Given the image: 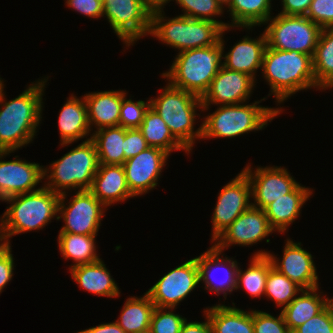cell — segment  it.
<instances>
[{
    "label": "cell",
    "instance_id": "obj_1",
    "mask_svg": "<svg viewBox=\"0 0 333 333\" xmlns=\"http://www.w3.org/2000/svg\"><path fill=\"white\" fill-rule=\"evenodd\" d=\"M47 79L28 86L15 99L5 100L4 84L0 87V151H16L35 138L42 119V96Z\"/></svg>",
    "mask_w": 333,
    "mask_h": 333
},
{
    "label": "cell",
    "instance_id": "obj_2",
    "mask_svg": "<svg viewBox=\"0 0 333 333\" xmlns=\"http://www.w3.org/2000/svg\"><path fill=\"white\" fill-rule=\"evenodd\" d=\"M227 30H231V27L222 30L217 44L178 52L170 69L162 73V77L167 78L174 87L202 98L219 69L223 67L225 41L222 37Z\"/></svg>",
    "mask_w": 333,
    "mask_h": 333
},
{
    "label": "cell",
    "instance_id": "obj_3",
    "mask_svg": "<svg viewBox=\"0 0 333 333\" xmlns=\"http://www.w3.org/2000/svg\"><path fill=\"white\" fill-rule=\"evenodd\" d=\"M263 78L277 103L304 89L317 88L310 55L266 47L262 62Z\"/></svg>",
    "mask_w": 333,
    "mask_h": 333
},
{
    "label": "cell",
    "instance_id": "obj_4",
    "mask_svg": "<svg viewBox=\"0 0 333 333\" xmlns=\"http://www.w3.org/2000/svg\"><path fill=\"white\" fill-rule=\"evenodd\" d=\"M60 194L45 186L25 194L10 196L3 201L11 203L0 218V228L9 237L32 230L43 229L56 217Z\"/></svg>",
    "mask_w": 333,
    "mask_h": 333
},
{
    "label": "cell",
    "instance_id": "obj_5",
    "mask_svg": "<svg viewBox=\"0 0 333 333\" xmlns=\"http://www.w3.org/2000/svg\"><path fill=\"white\" fill-rule=\"evenodd\" d=\"M150 107L161 116L173 137L189 153L195 140L202 139V124L194 131L197 108L202 112L200 97L168 82L157 98H150Z\"/></svg>",
    "mask_w": 333,
    "mask_h": 333
},
{
    "label": "cell",
    "instance_id": "obj_6",
    "mask_svg": "<svg viewBox=\"0 0 333 333\" xmlns=\"http://www.w3.org/2000/svg\"><path fill=\"white\" fill-rule=\"evenodd\" d=\"M99 165L95 143L89 137L53 161L49 168L44 167L43 176L48 180L44 186L60 195L66 193L65 190H90Z\"/></svg>",
    "mask_w": 333,
    "mask_h": 333
},
{
    "label": "cell",
    "instance_id": "obj_7",
    "mask_svg": "<svg viewBox=\"0 0 333 333\" xmlns=\"http://www.w3.org/2000/svg\"><path fill=\"white\" fill-rule=\"evenodd\" d=\"M264 99L247 105H219L216 111L203 118L205 120L202 123V139L233 138L264 129L269 121L282 112V107L269 108L258 105Z\"/></svg>",
    "mask_w": 333,
    "mask_h": 333
},
{
    "label": "cell",
    "instance_id": "obj_8",
    "mask_svg": "<svg viewBox=\"0 0 333 333\" xmlns=\"http://www.w3.org/2000/svg\"><path fill=\"white\" fill-rule=\"evenodd\" d=\"M164 15L162 11L151 14L149 35L179 52L208 47L220 41L223 28L213 21L182 15L167 19Z\"/></svg>",
    "mask_w": 333,
    "mask_h": 333
},
{
    "label": "cell",
    "instance_id": "obj_9",
    "mask_svg": "<svg viewBox=\"0 0 333 333\" xmlns=\"http://www.w3.org/2000/svg\"><path fill=\"white\" fill-rule=\"evenodd\" d=\"M269 22V23H268ZM266 23L267 46L314 56L322 28L306 16L278 14Z\"/></svg>",
    "mask_w": 333,
    "mask_h": 333
},
{
    "label": "cell",
    "instance_id": "obj_10",
    "mask_svg": "<svg viewBox=\"0 0 333 333\" xmlns=\"http://www.w3.org/2000/svg\"><path fill=\"white\" fill-rule=\"evenodd\" d=\"M103 16L126 47L147 36L151 29V13L142 0H102Z\"/></svg>",
    "mask_w": 333,
    "mask_h": 333
},
{
    "label": "cell",
    "instance_id": "obj_11",
    "mask_svg": "<svg viewBox=\"0 0 333 333\" xmlns=\"http://www.w3.org/2000/svg\"><path fill=\"white\" fill-rule=\"evenodd\" d=\"M67 194H61L58 204V220L65 225L60 232L82 235H97L105 207L89 190L77 191L65 205Z\"/></svg>",
    "mask_w": 333,
    "mask_h": 333
},
{
    "label": "cell",
    "instance_id": "obj_12",
    "mask_svg": "<svg viewBox=\"0 0 333 333\" xmlns=\"http://www.w3.org/2000/svg\"><path fill=\"white\" fill-rule=\"evenodd\" d=\"M198 284L199 267L195 257L169 271L146 293L156 307L176 309Z\"/></svg>",
    "mask_w": 333,
    "mask_h": 333
},
{
    "label": "cell",
    "instance_id": "obj_13",
    "mask_svg": "<svg viewBox=\"0 0 333 333\" xmlns=\"http://www.w3.org/2000/svg\"><path fill=\"white\" fill-rule=\"evenodd\" d=\"M212 215L213 242L232 222L252 206L251 186L246 174L241 171L219 192Z\"/></svg>",
    "mask_w": 333,
    "mask_h": 333
},
{
    "label": "cell",
    "instance_id": "obj_14",
    "mask_svg": "<svg viewBox=\"0 0 333 333\" xmlns=\"http://www.w3.org/2000/svg\"><path fill=\"white\" fill-rule=\"evenodd\" d=\"M251 169V166L247 165L242 171L250 182L253 207L263 210L268 204L291 193L299 185L285 167L257 166L254 172Z\"/></svg>",
    "mask_w": 333,
    "mask_h": 333
},
{
    "label": "cell",
    "instance_id": "obj_15",
    "mask_svg": "<svg viewBox=\"0 0 333 333\" xmlns=\"http://www.w3.org/2000/svg\"><path fill=\"white\" fill-rule=\"evenodd\" d=\"M273 231L264 210L251 206L214 240L213 246L222 253L231 245L252 246Z\"/></svg>",
    "mask_w": 333,
    "mask_h": 333
},
{
    "label": "cell",
    "instance_id": "obj_16",
    "mask_svg": "<svg viewBox=\"0 0 333 333\" xmlns=\"http://www.w3.org/2000/svg\"><path fill=\"white\" fill-rule=\"evenodd\" d=\"M260 250L254 256H268L280 273L295 282L302 289L318 287V275L311 253L301 247V242L286 239L282 260H279L270 251ZM281 261V262H280Z\"/></svg>",
    "mask_w": 333,
    "mask_h": 333
},
{
    "label": "cell",
    "instance_id": "obj_17",
    "mask_svg": "<svg viewBox=\"0 0 333 333\" xmlns=\"http://www.w3.org/2000/svg\"><path fill=\"white\" fill-rule=\"evenodd\" d=\"M169 156L161 149L148 147L123 163L128 187L135 197L157 186Z\"/></svg>",
    "mask_w": 333,
    "mask_h": 333
},
{
    "label": "cell",
    "instance_id": "obj_18",
    "mask_svg": "<svg viewBox=\"0 0 333 333\" xmlns=\"http://www.w3.org/2000/svg\"><path fill=\"white\" fill-rule=\"evenodd\" d=\"M256 81L248 74L221 67L201 98L202 111L208 110L211 104L218 106L245 103L249 100Z\"/></svg>",
    "mask_w": 333,
    "mask_h": 333
},
{
    "label": "cell",
    "instance_id": "obj_19",
    "mask_svg": "<svg viewBox=\"0 0 333 333\" xmlns=\"http://www.w3.org/2000/svg\"><path fill=\"white\" fill-rule=\"evenodd\" d=\"M14 151H0V200L38 190L35 187L44 179V167L35 162L17 159L2 161Z\"/></svg>",
    "mask_w": 333,
    "mask_h": 333
},
{
    "label": "cell",
    "instance_id": "obj_20",
    "mask_svg": "<svg viewBox=\"0 0 333 333\" xmlns=\"http://www.w3.org/2000/svg\"><path fill=\"white\" fill-rule=\"evenodd\" d=\"M221 253L212 245L197 257V264L200 282L205 284L204 290L214 292L217 296L223 293V297L226 299L228 292L230 294L235 290L238 263L233 258L226 256L221 258ZM218 270H223L225 276L218 278L219 280L216 278V281L214 274H218Z\"/></svg>",
    "mask_w": 333,
    "mask_h": 333
},
{
    "label": "cell",
    "instance_id": "obj_21",
    "mask_svg": "<svg viewBox=\"0 0 333 333\" xmlns=\"http://www.w3.org/2000/svg\"><path fill=\"white\" fill-rule=\"evenodd\" d=\"M89 191L105 207L135 198L128 187L123 165L100 164Z\"/></svg>",
    "mask_w": 333,
    "mask_h": 333
},
{
    "label": "cell",
    "instance_id": "obj_22",
    "mask_svg": "<svg viewBox=\"0 0 333 333\" xmlns=\"http://www.w3.org/2000/svg\"><path fill=\"white\" fill-rule=\"evenodd\" d=\"M126 94L123 90H108L84 95L90 129L119 126L120 108Z\"/></svg>",
    "mask_w": 333,
    "mask_h": 333
},
{
    "label": "cell",
    "instance_id": "obj_23",
    "mask_svg": "<svg viewBox=\"0 0 333 333\" xmlns=\"http://www.w3.org/2000/svg\"><path fill=\"white\" fill-rule=\"evenodd\" d=\"M266 47L267 39L265 32L257 39L244 36L227 54L223 55V67L228 70L248 74L255 80L257 70L262 68Z\"/></svg>",
    "mask_w": 333,
    "mask_h": 333
},
{
    "label": "cell",
    "instance_id": "obj_24",
    "mask_svg": "<svg viewBox=\"0 0 333 333\" xmlns=\"http://www.w3.org/2000/svg\"><path fill=\"white\" fill-rule=\"evenodd\" d=\"M312 191L299 184L291 193L274 200L263 209L274 232L287 231L288 226L300 216L301 208L312 195Z\"/></svg>",
    "mask_w": 333,
    "mask_h": 333
},
{
    "label": "cell",
    "instance_id": "obj_25",
    "mask_svg": "<svg viewBox=\"0 0 333 333\" xmlns=\"http://www.w3.org/2000/svg\"><path fill=\"white\" fill-rule=\"evenodd\" d=\"M60 144L62 147L89 136L87 105L83 98L71 94L58 116Z\"/></svg>",
    "mask_w": 333,
    "mask_h": 333
},
{
    "label": "cell",
    "instance_id": "obj_26",
    "mask_svg": "<svg viewBox=\"0 0 333 333\" xmlns=\"http://www.w3.org/2000/svg\"><path fill=\"white\" fill-rule=\"evenodd\" d=\"M71 277L87 292L108 297H118L120 290L103 260L91 264L70 266Z\"/></svg>",
    "mask_w": 333,
    "mask_h": 333
},
{
    "label": "cell",
    "instance_id": "obj_27",
    "mask_svg": "<svg viewBox=\"0 0 333 333\" xmlns=\"http://www.w3.org/2000/svg\"><path fill=\"white\" fill-rule=\"evenodd\" d=\"M319 287L313 289H302L301 295H297L281 312L289 331L292 333L297 327L310 318L319 314L333 298L321 296ZM318 291V292H317Z\"/></svg>",
    "mask_w": 333,
    "mask_h": 333
},
{
    "label": "cell",
    "instance_id": "obj_28",
    "mask_svg": "<svg viewBox=\"0 0 333 333\" xmlns=\"http://www.w3.org/2000/svg\"><path fill=\"white\" fill-rule=\"evenodd\" d=\"M212 333H254L253 310L248 312L234 306L217 304L204 309Z\"/></svg>",
    "mask_w": 333,
    "mask_h": 333
},
{
    "label": "cell",
    "instance_id": "obj_29",
    "mask_svg": "<svg viewBox=\"0 0 333 333\" xmlns=\"http://www.w3.org/2000/svg\"><path fill=\"white\" fill-rule=\"evenodd\" d=\"M155 305L147 293L143 297H130L115 321L126 333H141L150 330Z\"/></svg>",
    "mask_w": 333,
    "mask_h": 333
},
{
    "label": "cell",
    "instance_id": "obj_30",
    "mask_svg": "<svg viewBox=\"0 0 333 333\" xmlns=\"http://www.w3.org/2000/svg\"><path fill=\"white\" fill-rule=\"evenodd\" d=\"M272 0H231L227 6L231 15L229 27L251 29L261 26L271 17Z\"/></svg>",
    "mask_w": 333,
    "mask_h": 333
},
{
    "label": "cell",
    "instance_id": "obj_31",
    "mask_svg": "<svg viewBox=\"0 0 333 333\" xmlns=\"http://www.w3.org/2000/svg\"><path fill=\"white\" fill-rule=\"evenodd\" d=\"M90 137L95 143L99 164L123 165L125 128L122 126L102 128L94 131Z\"/></svg>",
    "mask_w": 333,
    "mask_h": 333
},
{
    "label": "cell",
    "instance_id": "obj_32",
    "mask_svg": "<svg viewBox=\"0 0 333 333\" xmlns=\"http://www.w3.org/2000/svg\"><path fill=\"white\" fill-rule=\"evenodd\" d=\"M145 138L149 147H155L167 152L184 150L189 152L173 137L167 124L161 116L151 107L146 111L143 122L138 128Z\"/></svg>",
    "mask_w": 333,
    "mask_h": 333
},
{
    "label": "cell",
    "instance_id": "obj_33",
    "mask_svg": "<svg viewBox=\"0 0 333 333\" xmlns=\"http://www.w3.org/2000/svg\"><path fill=\"white\" fill-rule=\"evenodd\" d=\"M96 235H82L67 232H59L58 246L63 259H72L78 266L91 264L100 260L96 251Z\"/></svg>",
    "mask_w": 333,
    "mask_h": 333
},
{
    "label": "cell",
    "instance_id": "obj_34",
    "mask_svg": "<svg viewBox=\"0 0 333 333\" xmlns=\"http://www.w3.org/2000/svg\"><path fill=\"white\" fill-rule=\"evenodd\" d=\"M272 266V261L268 256L253 255L248 268L244 272L238 266L235 290L244 289L251 297L259 298L263 296L269 269Z\"/></svg>",
    "mask_w": 333,
    "mask_h": 333
},
{
    "label": "cell",
    "instance_id": "obj_35",
    "mask_svg": "<svg viewBox=\"0 0 333 333\" xmlns=\"http://www.w3.org/2000/svg\"><path fill=\"white\" fill-rule=\"evenodd\" d=\"M312 60L316 86L324 90L333 81V27L322 28Z\"/></svg>",
    "mask_w": 333,
    "mask_h": 333
},
{
    "label": "cell",
    "instance_id": "obj_36",
    "mask_svg": "<svg viewBox=\"0 0 333 333\" xmlns=\"http://www.w3.org/2000/svg\"><path fill=\"white\" fill-rule=\"evenodd\" d=\"M301 290L300 286L273 266L269 269L264 296L274 300L276 306L284 308L299 295Z\"/></svg>",
    "mask_w": 333,
    "mask_h": 333
},
{
    "label": "cell",
    "instance_id": "obj_37",
    "mask_svg": "<svg viewBox=\"0 0 333 333\" xmlns=\"http://www.w3.org/2000/svg\"><path fill=\"white\" fill-rule=\"evenodd\" d=\"M176 3L183 9L182 16L193 19L209 20L219 24L223 29L229 27V23L216 20L213 17H218L223 14L224 6L217 0H175Z\"/></svg>",
    "mask_w": 333,
    "mask_h": 333
},
{
    "label": "cell",
    "instance_id": "obj_38",
    "mask_svg": "<svg viewBox=\"0 0 333 333\" xmlns=\"http://www.w3.org/2000/svg\"><path fill=\"white\" fill-rule=\"evenodd\" d=\"M173 312L172 308L155 307L150 323L151 333H180L186 318Z\"/></svg>",
    "mask_w": 333,
    "mask_h": 333
},
{
    "label": "cell",
    "instance_id": "obj_39",
    "mask_svg": "<svg viewBox=\"0 0 333 333\" xmlns=\"http://www.w3.org/2000/svg\"><path fill=\"white\" fill-rule=\"evenodd\" d=\"M126 97L122 99L119 126L126 129L139 128L150 107V100L148 102L142 100L134 102Z\"/></svg>",
    "mask_w": 333,
    "mask_h": 333
},
{
    "label": "cell",
    "instance_id": "obj_40",
    "mask_svg": "<svg viewBox=\"0 0 333 333\" xmlns=\"http://www.w3.org/2000/svg\"><path fill=\"white\" fill-rule=\"evenodd\" d=\"M292 333H333V300L319 314L297 327Z\"/></svg>",
    "mask_w": 333,
    "mask_h": 333
},
{
    "label": "cell",
    "instance_id": "obj_41",
    "mask_svg": "<svg viewBox=\"0 0 333 333\" xmlns=\"http://www.w3.org/2000/svg\"><path fill=\"white\" fill-rule=\"evenodd\" d=\"M254 333H291L282 312L278 317L260 310H253Z\"/></svg>",
    "mask_w": 333,
    "mask_h": 333
},
{
    "label": "cell",
    "instance_id": "obj_42",
    "mask_svg": "<svg viewBox=\"0 0 333 333\" xmlns=\"http://www.w3.org/2000/svg\"><path fill=\"white\" fill-rule=\"evenodd\" d=\"M306 17L321 28L333 27V0H312Z\"/></svg>",
    "mask_w": 333,
    "mask_h": 333
},
{
    "label": "cell",
    "instance_id": "obj_43",
    "mask_svg": "<svg viewBox=\"0 0 333 333\" xmlns=\"http://www.w3.org/2000/svg\"><path fill=\"white\" fill-rule=\"evenodd\" d=\"M149 147L142 132L138 128L126 129L124 139V155L125 161L131 157L136 156L141 151Z\"/></svg>",
    "mask_w": 333,
    "mask_h": 333
},
{
    "label": "cell",
    "instance_id": "obj_44",
    "mask_svg": "<svg viewBox=\"0 0 333 333\" xmlns=\"http://www.w3.org/2000/svg\"><path fill=\"white\" fill-rule=\"evenodd\" d=\"M66 5L90 18L103 17L102 0H66Z\"/></svg>",
    "mask_w": 333,
    "mask_h": 333
},
{
    "label": "cell",
    "instance_id": "obj_45",
    "mask_svg": "<svg viewBox=\"0 0 333 333\" xmlns=\"http://www.w3.org/2000/svg\"><path fill=\"white\" fill-rule=\"evenodd\" d=\"M282 11L278 14L306 16L312 0H281Z\"/></svg>",
    "mask_w": 333,
    "mask_h": 333
},
{
    "label": "cell",
    "instance_id": "obj_46",
    "mask_svg": "<svg viewBox=\"0 0 333 333\" xmlns=\"http://www.w3.org/2000/svg\"><path fill=\"white\" fill-rule=\"evenodd\" d=\"M11 249L0 258V293L12 280L14 270V259Z\"/></svg>",
    "mask_w": 333,
    "mask_h": 333
},
{
    "label": "cell",
    "instance_id": "obj_47",
    "mask_svg": "<svg viewBox=\"0 0 333 333\" xmlns=\"http://www.w3.org/2000/svg\"><path fill=\"white\" fill-rule=\"evenodd\" d=\"M205 322H198V321H186L183 323L181 327L180 333H212L211 323L208 319V316L205 314Z\"/></svg>",
    "mask_w": 333,
    "mask_h": 333
},
{
    "label": "cell",
    "instance_id": "obj_48",
    "mask_svg": "<svg viewBox=\"0 0 333 333\" xmlns=\"http://www.w3.org/2000/svg\"><path fill=\"white\" fill-rule=\"evenodd\" d=\"M76 333H126L116 322L103 323Z\"/></svg>",
    "mask_w": 333,
    "mask_h": 333
},
{
    "label": "cell",
    "instance_id": "obj_49",
    "mask_svg": "<svg viewBox=\"0 0 333 333\" xmlns=\"http://www.w3.org/2000/svg\"><path fill=\"white\" fill-rule=\"evenodd\" d=\"M144 7L151 13H156L163 11V8L167 3H169L171 0H142ZM173 1V0H172Z\"/></svg>",
    "mask_w": 333,
    "mask_h": 333
},
{
    "label": "cell",
    "instance_id": "obj_50",
    "mask_svg": "<svg viewBox=\"0 0 333 333\" xmlns=\"http://www.w3.org/2000/svg\"><path fill=\"white\" fill-rule=\"evenodd\" d=\"M10 245L9 237L0 228V258L11 249Z\"/></svg>",
    "mask_w": 333,
    "mask_h": 333
},
{
    "label": "cell",
    "instance_id": "obj_51",
    "mask_svg": "<svg viewBox=\"0 0 333 333\" xmlns=\"http://www.w3.org/2000/svg\"><path fill=\"white\" fill-rule=\"evenodd\" d=\"M220 4H221V6H228L229 4H230V2H231V0H217Z\"/></svg>",
    "mask_w": 333,
    "mask_h": 333
},
{
    "label": "cell",
    "instance_id": "obj_52",
    "mask_svg": "<svg viewBox=\"0 0 333 333\" xmlns=\"http://www.w3.org/2000/svg\"><path fill=\"white\" fill-rule=\"evenodd\" d=\"M332 87H333V81H331V82L326 86L325 89H328V88H331V89H332Z\"/></svg>",
    "mask_w": 333,
    "mask_h": 333
},
{
    "label": "cell",
    "instance_id": "obj_53",
    "mask_svg": "<svg viewBox=\"0 0 333 333\" xmlns=\"http://www.w3.org/2000/svg\"><path fill=\"white\" fill-rule=\"evenodd\" d=\"M4 84L3 80L0 78V87Z\"/></svg>",
    "mask_w": 333,
    "mask_h": 333
},
{
    "label": "cell",
    "instance_id": "obj_54",
    "mask_svg": "<svg viewBox=\"0 0 333 333\" xmlns=\"http://www.w3.org/2000/svg\"><path fill=\"white\" fill-rule=\"evenodd\" d=\"M141 333H151V331H150V330H148V331H146V332H141Z\"/></svg>",
    "mask_w": 333,
    "mask_h": 333
}]
</instances>
